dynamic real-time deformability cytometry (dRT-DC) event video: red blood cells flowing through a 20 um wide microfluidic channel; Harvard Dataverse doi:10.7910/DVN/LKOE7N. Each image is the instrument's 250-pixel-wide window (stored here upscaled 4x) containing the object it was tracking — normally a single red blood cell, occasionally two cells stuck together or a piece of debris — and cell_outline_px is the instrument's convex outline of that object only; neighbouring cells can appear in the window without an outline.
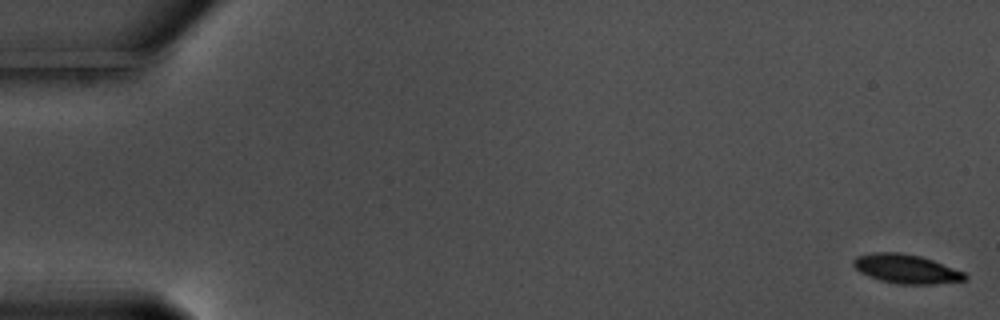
{"species": "common noctule bat (a hibernating species)", "species_latin": "Nyctalus noctula", "temperature_condition": "warm", "stored_images_in_passage": 58, "camera_frame_rate_fps": 3000, "um_per_image_px": 0.085, "animal": {"sex": "male", "body_mass_g": 17.5, "forearm_length_mm": 52.3}, "frame": {"image": 1, "passage_image": 1, "time_ms": 0.0, "image_size_px": [1000, 320], "cell_outline_px": [[968, 276], [964, 280], [936, 284], [896, 284], [880, 280], [868, 276], [860, 272], [852, 264], [852, 260], [856, 256], [872, 252], [896, 252], [920, 256], [932, 260], [964, 272]], "centroid_in_image_um": [76.99, 22.85], "position_along_channel_um": 8.0, "area_um2": 18.84}}
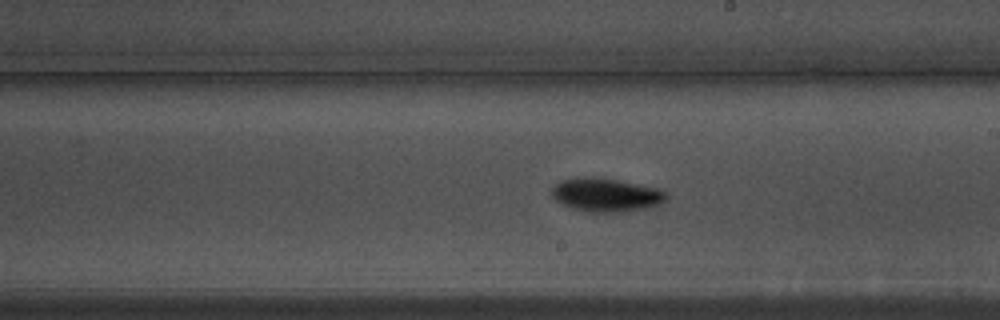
{"frame": {"image": 2, "passage_image": 34, "time_ms": 11.0, "image_size_px": [1000, 320], "cell_outline_px": [[668, 200], [652, 208], [624, 212], [584, 212], [572, 208], [556, 200], [552, 196], [552, 188], [560, 180], [584, 176], [592, 176], [616, 180], [656, 188], [668, 192]], "centroid_in_image_um": [51.55, 16.58], "position_along_channel_um": 237.4, "area_um2": 22.66}}
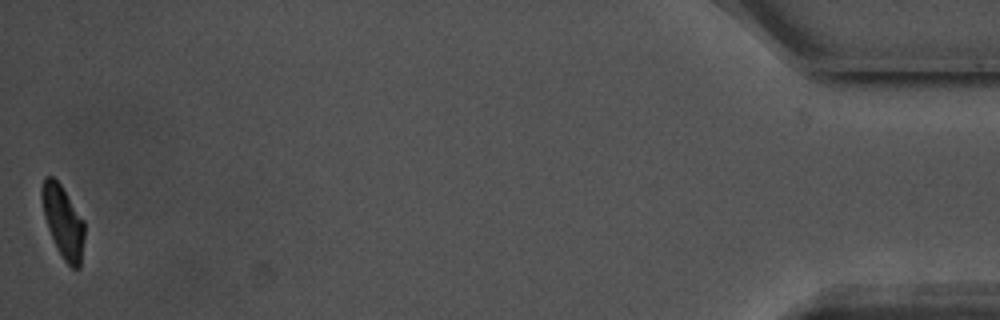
{"frame": {"image": 3, "passage_image": 58, "time_ms": 19.0, "image_size_px": [1000, 320], "cell_outline_px": [[84, 240], [80, 268], [72, 268], [64, 260], [56, 248], [48, 228], [44, 216], [40, 196], [40, 192], [44, 176], [52, 176], [60, 184], [84, 220]], "centroid_in_image_um": [5.35, 18.84], "position_along_channel_um": 429.9, "area_um2": 17.98}, "authors_computed_cell_mechanics": {"area_um2": 19.5075, "velocity_mm_per_s": 3.5611, "shape_relaxation_time_tau1_ms": 1.599, "shape_relaxation_time_tau2_ms": null, "deformation_change_tau1": 0.1183, "deformation_change_tau2": null}}